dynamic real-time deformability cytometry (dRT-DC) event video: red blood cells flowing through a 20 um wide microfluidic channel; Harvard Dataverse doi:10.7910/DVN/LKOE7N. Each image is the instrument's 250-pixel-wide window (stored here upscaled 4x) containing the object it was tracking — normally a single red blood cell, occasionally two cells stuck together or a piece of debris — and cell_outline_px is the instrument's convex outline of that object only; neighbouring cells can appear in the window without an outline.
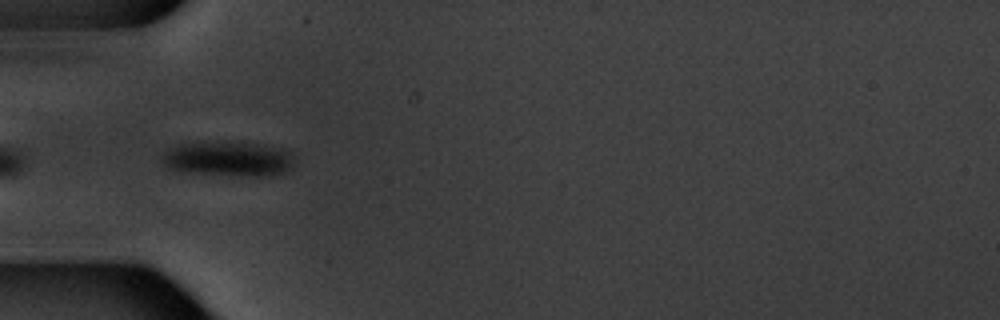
{"species": "common noctule bat (a hibernating species)", "species_latin": "Nyctalus noctula", "temperature_condition": "warm", "stored_images_in_passage": 6, "camera_frame_rate_fps": 3000, "um_per_image_px": 0.085, "animal": {"sex": "male", "body_mass_g": 20.1, "forearm_length_mm": 53.5}, "frame": {"image": 1, "passage_image": 5, "time_ms": 5.667, "image_size_px": [1000, 320], "cell_outline_px": [[296, 160], [288, 168], [280, 172], [268, 176], [248, 176], [188, 172], [168, 168], [160, 160], [160, 156], [164, 152], [180, 144], [264, 144], [280, 148], [292, 152], [296, 156]], "centroid_in_image_um": [19.44, 13.53], "position_along_channel_um": 65.6, "area_um2": 26.01}}